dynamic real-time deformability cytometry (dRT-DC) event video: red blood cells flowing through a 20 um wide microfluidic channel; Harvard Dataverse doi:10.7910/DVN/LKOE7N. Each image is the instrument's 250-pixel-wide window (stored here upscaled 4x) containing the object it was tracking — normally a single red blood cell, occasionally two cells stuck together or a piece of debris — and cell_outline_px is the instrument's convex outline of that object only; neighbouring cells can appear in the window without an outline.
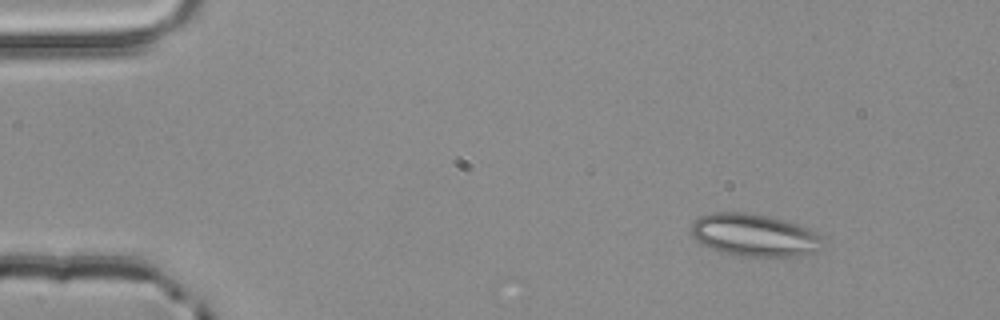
{"species": "common noctule bat (a hibernating species)", "species_latin": "Nyctalus noctula", "temperature_condition": "room temperature", "stored_images_in_passage": 4, "camera_frame_rate_fps": 3000, "um_per_image_px": 0.085, "animal": {"sex": "male", "body_mass_g": 20.4}, "frame": {"image": 1, "passage_image": 1, "time_ms": 0.0, "image_size_px": [1000, 320], "cell_outline_px": [[824, 248], [820, 252], [800, 256], [740, 256], [720, 252], [700, 244], [688, 232], [692, 224], [700, 216], [716, 212], [744, 212], [768, 216], [784, 220], [808, 228], [816, 232], [820, 236]], "centroid_in_image_um": [64.12, 20.0], "position_along_channel_um": 20.9, "area_um2": 32.95}}